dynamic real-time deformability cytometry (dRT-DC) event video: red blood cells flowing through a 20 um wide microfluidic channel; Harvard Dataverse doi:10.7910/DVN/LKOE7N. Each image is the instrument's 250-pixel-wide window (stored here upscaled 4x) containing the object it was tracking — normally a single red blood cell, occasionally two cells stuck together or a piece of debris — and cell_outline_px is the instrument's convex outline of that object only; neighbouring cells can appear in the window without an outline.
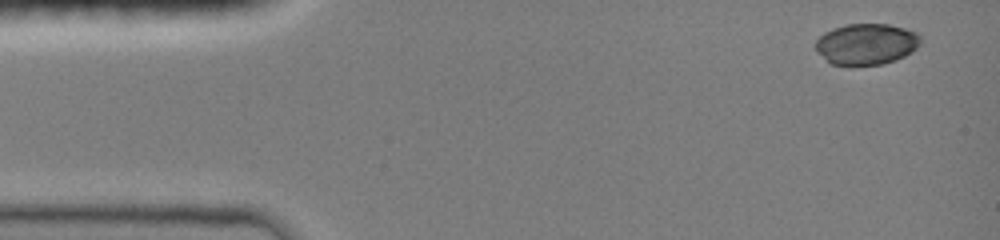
{"species": "common noctule bat (a hibernating species)", "species_latin": "Nyctalus noctula", "temperature_condition": "room temperature", "stored_images_in_passage": 5, "camera_frame_rate_fps": 3000, "um_per_image_px": 0.085, "animal": {"sex": "female", "body_mass_g": 19.0, "forearm_length_mm": 51.5}, "frame": {"image": 1, "passage_image": 1, "time_ms": 0.0, "image_size_px": [1000, 240], "cell_outline_px": [[920, 44], [912, 52], [896, 60], [880, 64], [848, 68], [832, 64], [816, 48], [816, 40], [824, 32], [832, 28], [844, 24], [888, 24], [904, 28], [916, 32], [920, 36]], "centroid_in_image_um": [73.64, 3.77], "position_along_channel_um": 11.4, "area_um2": 25.49}}
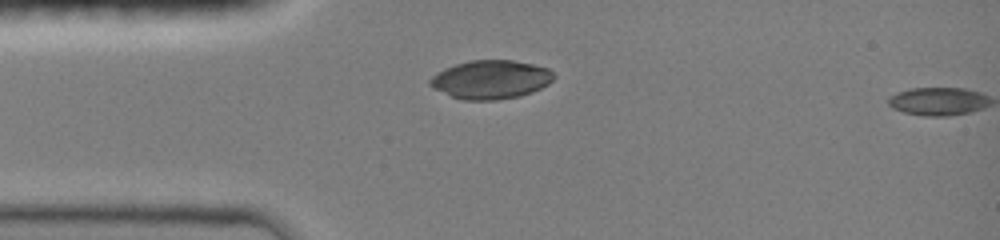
{"frame": {"image": 2, "passage_image": 4, "time_ms": 3.0, "image_size_px": [1000, 240], "cell_outline_px": [[556, 76], [548, 84], [532, 92], [520, 96], [496, 100], [464, 100], [452, 96], [428, 84], [428, 80], [432, 76], [444, 68], [468, 60], [512, 60], [532, 64], [548, 68]], "centroid_in_image_um": [41.73, 6.75], "position_along_channel_um": 43.3, "area_um2": 27.74}}